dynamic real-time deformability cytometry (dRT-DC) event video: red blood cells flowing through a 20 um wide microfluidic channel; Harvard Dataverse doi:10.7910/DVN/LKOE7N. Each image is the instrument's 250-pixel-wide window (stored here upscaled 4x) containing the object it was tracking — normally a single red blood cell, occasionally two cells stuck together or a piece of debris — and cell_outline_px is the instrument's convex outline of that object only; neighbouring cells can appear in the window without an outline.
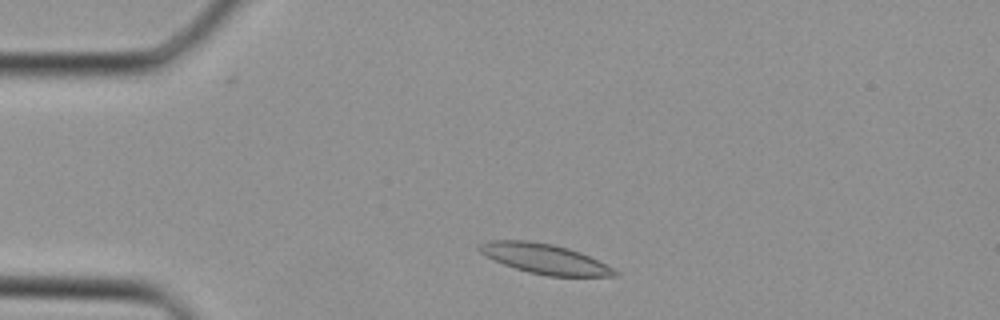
{"species": "Egyptian fruit bat (a non-hibernating species)", "species_latin": "Rousettus aegyptiacus", "temperature_condition": "cold", "stored_images_in_passage": 31, "camera_frame_rate_fps": 3000, "um_per_image_px": 0.085, "animal": {"sex": "female"}, "frame": {"image": 1, "passage_image": 1, "time_ms": 0.0, "image_size_px": [1000, 320], "cell_outline_px": [[620, 276], [548, 276], [528, 272], [504, 264], [484, 256], [476, 248], [480, 244], [488, 240], [524, 240], [552, 244], [568, 248], [580, 252], [620, 272]], "centroid_in_image_um": [46.26, 21.99], "position_along_channel_um": 38.7, "area_um2": 23.47}}
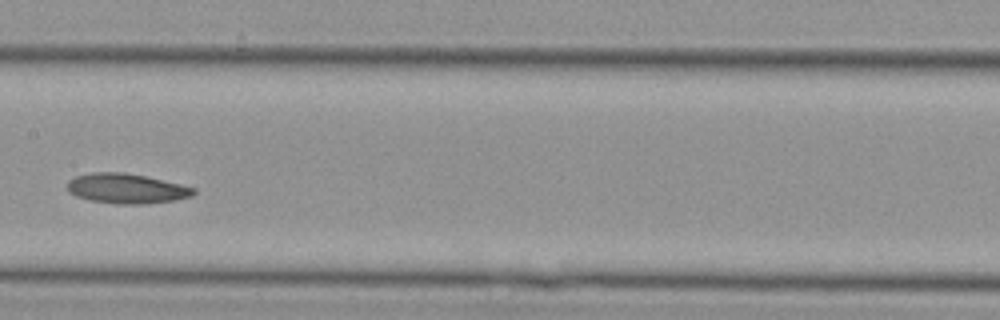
{"frame": {"image": 2, "passage_image": 12, "time_ms": 3.667, "image_size_px": [1000, 320], "cell_outline_px": [[196, 192], [192, 196], [172, 200], [140, 204], [120, 204], [88, 200], [76, 196], [68, 192], [68, 180], [76, 176], [92, 172], [124, 172], [144, 176], [180, 184], [196, 188]], "centroid_in_image_um": [10.72, 16.02], "position_along_channel_um": 196.7, "area_um2": 21.85}}
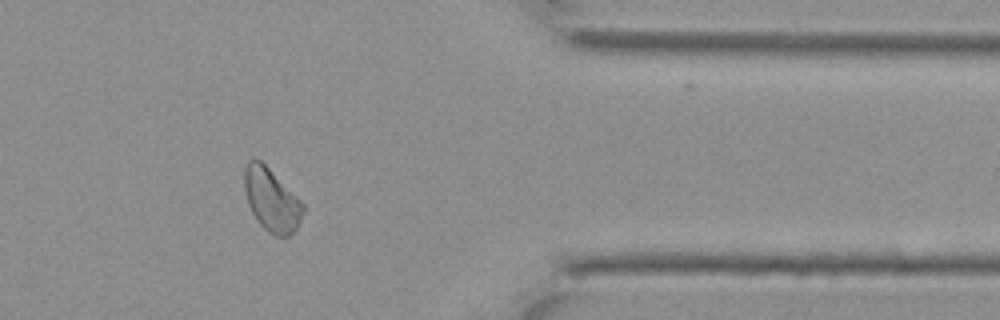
{"frame": {"image": 3, "passage_image": 24, "time_ms": 7.667, "image_size_px": [1000, 320], "cell_outline_px": [[304, 212], [296, 228], [288, 236], [276, 236], [268, 232], [260, 224], [252, 212], [248, 204], [244, 188], [244, 168], [248, 160], [260, 160], [304, 204]], "centroid_in_image_um": [23.06, 17.0], "position_along_channel_um": 388.3, "area_um2": 21.1}}